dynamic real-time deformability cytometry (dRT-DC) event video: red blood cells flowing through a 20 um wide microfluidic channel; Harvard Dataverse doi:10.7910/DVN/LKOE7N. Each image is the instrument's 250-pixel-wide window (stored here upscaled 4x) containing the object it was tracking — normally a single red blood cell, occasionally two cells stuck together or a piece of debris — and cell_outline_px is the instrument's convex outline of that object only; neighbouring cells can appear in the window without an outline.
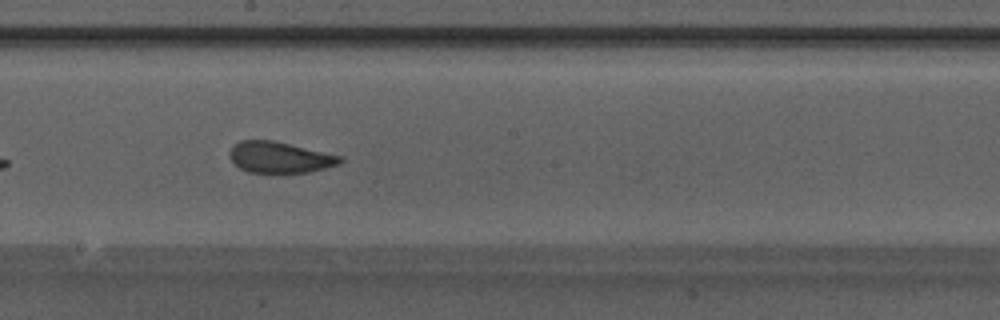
{"species": "Egyptian fruit bat (a non-hibernating species)", "species_latin": "Rousettus aegyptiacus", "temperature_condition": "warm", "stored_images_in_passage": 23, "camera_frame_rate_fps": 3000, "um_per_image_px": 0.085, "animal": {"sex": "male"}, "frame": {"image": 1, "passage_image": 14, "time_ms": 4.333, "image_size_px": [1000, 320], "cell_outline_px": [[344, 160], [340, 164], [308, 172], [248, 172], [240, 168], [232, 160], [228, 152], [240, 140], [272, 140], [344, 156]], "centroid_in_image_um": [23.82, 13.36], "position_along_channel_um": 224.4, "area_um2": 19.88}}